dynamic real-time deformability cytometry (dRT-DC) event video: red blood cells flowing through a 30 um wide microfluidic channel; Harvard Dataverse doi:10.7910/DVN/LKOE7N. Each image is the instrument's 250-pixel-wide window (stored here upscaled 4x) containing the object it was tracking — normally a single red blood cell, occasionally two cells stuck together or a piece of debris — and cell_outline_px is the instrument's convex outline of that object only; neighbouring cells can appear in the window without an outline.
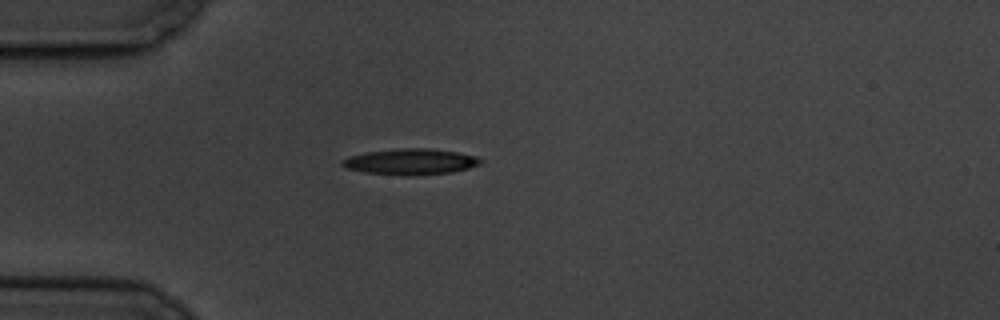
{"species": "common noctule bat (a hibernating species)", "species_latin": "Nyctalus noctula", "temperature_condition": "cold", "stored_images_in_passage": 1, "camera_frame_rate_fps": 3000, "um_per_image_px": 0.085, "animal": {"sex": "male", "body_mass_g": 19.5, "forearm_length_mm": 54.6}, "frame": {"image": 1, "passage_image": 1, "time_ms": 0.0, "image_size_px": [1000, 320], "cell_outline_px": [[480, 164], [468, 168], [452, 172], [412, 176], [404, 176], [364, 172], [348, 168], [340, 164], [340, 160], [352, 156], [368, 152], [396, 148], [428, 148], [456, 152], [476, 156], [480, 160]], "centroid_in_image_um": [34.88, 13.75], "position_along_channel_um": 50.1, "area_um2": 20.81}}